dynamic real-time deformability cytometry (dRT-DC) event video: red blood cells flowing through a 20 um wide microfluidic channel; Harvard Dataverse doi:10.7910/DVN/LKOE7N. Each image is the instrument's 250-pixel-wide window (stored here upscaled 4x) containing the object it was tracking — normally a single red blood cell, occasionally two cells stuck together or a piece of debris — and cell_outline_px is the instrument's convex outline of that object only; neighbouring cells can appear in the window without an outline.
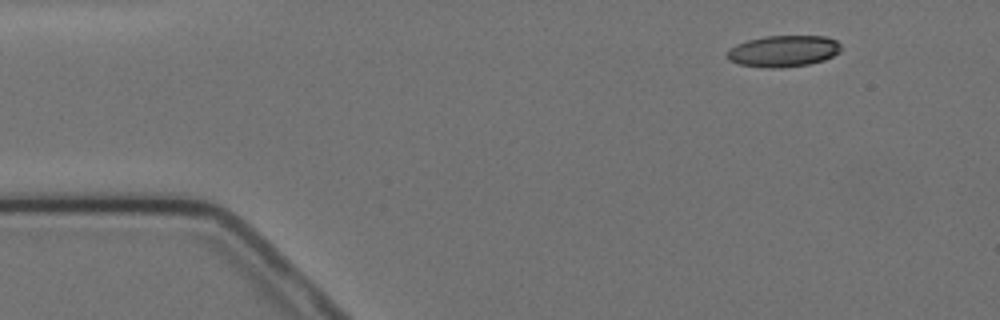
{"species": "Egyptian fruit bat (a non-hibernating species)", "species_latin": "Rousettus aegyptiacus", "temperature_condition": "cold", "stored_images_in_passage": 8, "camera_frame_rate_fps": 3000, "um_per_image_px": 0.085, "animal": {"sex": "female"}, "frame": {"image": 1, "passage_image": 1, "time_ms": 0.0, "image_size_px": [1000, 320], "cell_outline_px": [[840, 52], [824, 60], [808, 64], [780, 68], [768, 68], [740, 64], [728, 60], [728, 52], [736, 44], [748, 40], [764, 36], [824, 36], [836, 40], [840, 44]], "centroid_in_image_um": [66.61, 4.34], "position_along_channel_um": 18.4, "area_um2": 20.69}}
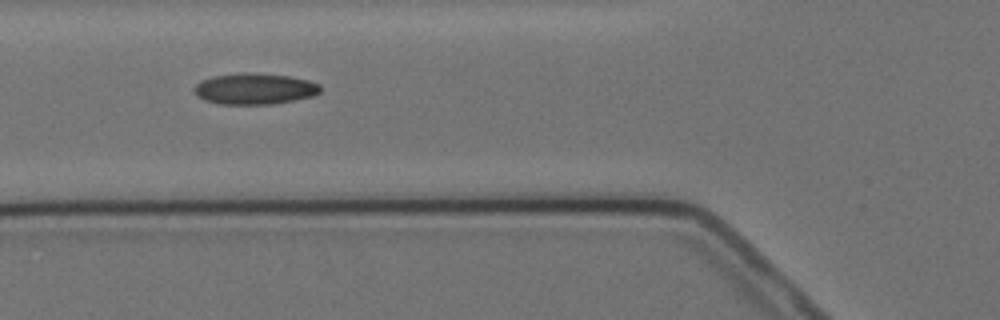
{"frame": {"image": 2, "passage_image": 5, "time_ms": 4.667, "image_size_px": [1000, 320], "cell_outline_px": [[320, 92], [312, 96], [272, 104], [220, 104], [204, 100], [196, 96], [192, 88], [200, 80], [212, 76], [244, 72], [256, 72], [288, 76], [308, 80], [320, 84]], "centroid_in_image_um": [21.59, 7.53], "position_along_channel_um": 104.2, "area_um2": 23.06}}
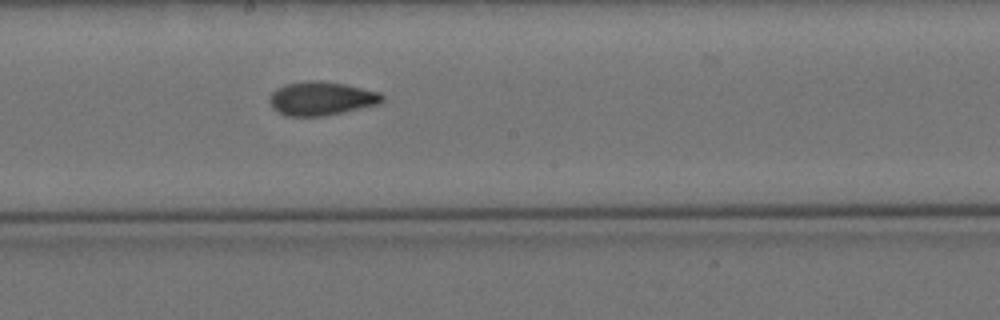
{"frame": {"image": 3, "passage_image": 8, "time_ms": 8.0, "image_size_px": [1000, 320], "cell_outline_px": [[384, 100], [380, 104], [324, 116], [284, 116], [276, 112], [272, 108], [268, 100], [268, 96], [276, 88], [284, 84], [308, 80], [320, 80], [344, 84], [380, 92], [384, 96]], "centroid_in_image_um": [27.27, 8.37], "position_along_channel_um": 220.9, "area_um2": 22.48}}